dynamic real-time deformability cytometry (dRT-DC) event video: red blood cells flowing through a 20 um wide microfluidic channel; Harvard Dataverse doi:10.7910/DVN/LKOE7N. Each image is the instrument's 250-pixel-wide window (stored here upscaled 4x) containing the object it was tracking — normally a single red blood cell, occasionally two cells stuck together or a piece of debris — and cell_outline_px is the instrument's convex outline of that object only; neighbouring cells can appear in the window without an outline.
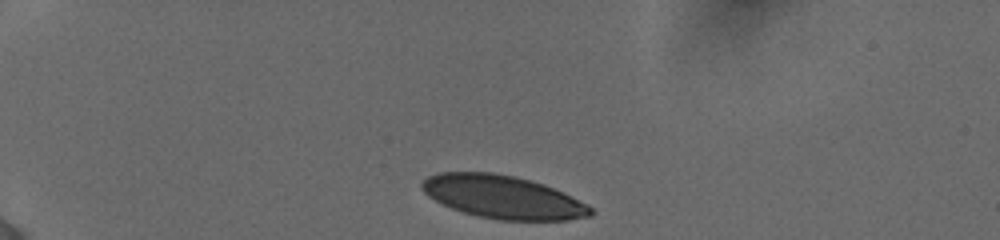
{"species": "human", "species_latin": "Homo sapiens", "temperature_condition": "cold", "stored_images_in_passage": 38, "camera_frame_rate_fps": 3000, "um_per_image_px": 0.085, "donor": {"sex": "female"}, "frame": {"image": 1, "passage_image": 1, "time_ms": 0.0, "image_size_px": [1000, 240], "cell_outline_px": [[596, 212], [592, 216], [568, 220], [500, 220], [476, 216], [452, 208], [428, 196], [420, 188], [420, 184], [428, 176], [440, 172], [492, 172], [516, 176], [544, 184], [564, 192], [588, 204]], "centroid_in_image_um": [42.79, 16.74], "position_along_channel_um": 42.2, "area_um2": 42.54}}
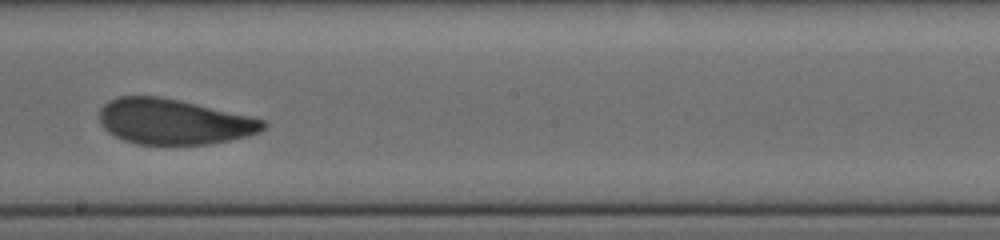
{"frame": {"image": 2, "passage_image": 21, "time_ms": 6.667, "image_size_px": [1000, 240], "cell_outline_px": [[268, 124], [260, 132], [248, 136], [208, 144], [136, 144], [124, 140], [108, 132], [100, 124], [100, 108], [108, 100], [120, 96], [160, 96], [180, 100], [252, 116], [268, 120]], "centroid_in_image_um": [14.79, 10.33], "position_along_channel_um": 233.4, "area_um2": 43.58}}
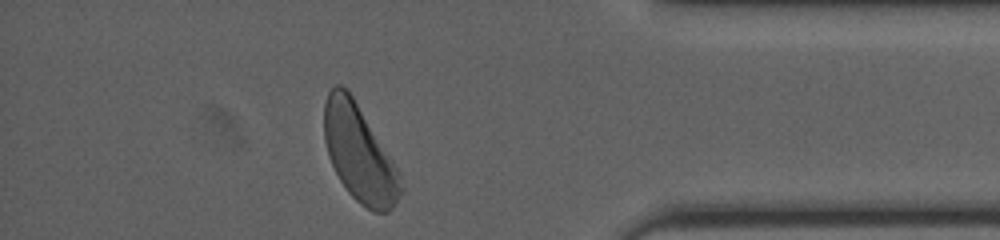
{"frame": {"image": 3, "passage_image": 36, "time_ms": 11.667, "image_size_px": [1000, 240], "cell_outline_px": [[404, 192], [396, 204], [388, 212], [372, 212], [360, 204], [348, 192], [340, 180], [328, 156], [324, 140], [324, 104], [328, 92], [336, 84], [340, 84], [348, 88], [400, 172]], "centroid_in_image_um": [30.55, 13.05], "position_along_channel_um": 404.6, "area_um2": 43.35}, "authors_computed_cell_mechanics": {"area_um2": 43.8413, "velocity_mm_per_s": 3.8306, "shape_relaxation_time_tau1_ms": 3.6004, "shape_relaxation_time_tau2_ms": 1.4515, "deformation_change_tau1": 0.1429, "deformation_change_tau2": 0.0826}}